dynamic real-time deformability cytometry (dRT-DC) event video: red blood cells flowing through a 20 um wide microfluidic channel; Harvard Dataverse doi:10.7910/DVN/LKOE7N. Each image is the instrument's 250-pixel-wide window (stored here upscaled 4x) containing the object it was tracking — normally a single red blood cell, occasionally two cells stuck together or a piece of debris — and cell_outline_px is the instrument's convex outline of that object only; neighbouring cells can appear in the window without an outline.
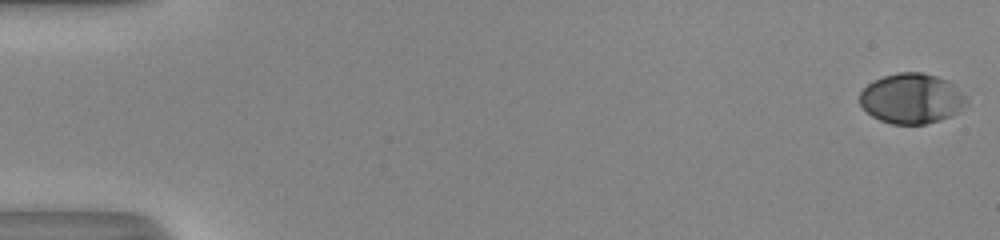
{"species": "human", "species_latin": "Homo sapiens", "temperature_condition": "room temperature", "stored_images_in_passage": 53, "camera_frame_rate_fps": 3000, "um_per_image_px": 0.085, "donor": {"sex": "male"}, "frame": {"image": 1, "passage_image": 1, "time_ms": 0.0, "image_size_px": [1000, 240], "cell_outline_px": [[968, 104], [960, 112], [940, 120], [924, 124], [892, 124], [880, 120], [872, 116], [860, 104], [860, 92], [872, 80], [884, 76], [900, 72], [920, 72], [936, 76], [948, 80], [968, 96]], "centroid_in_image_um": [77.54, 8.37], "position_along_channel_um": 7.5, "area_um2": 31.5}}
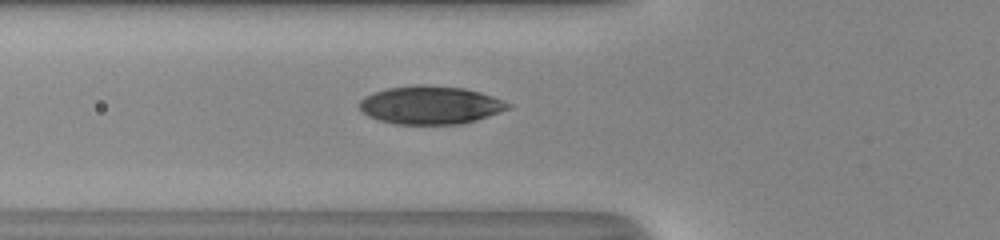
{"frame": {"image": 2, "passage_image": 21, "time_ms": 6.667, "image_size_px": [1000, 240], "cell_outline_px": [[512, 108], [476, 120], [460, 124], [392, 124], [368, 116], [360, 112], [356, 104], [364, 96], [372, 92], [388, 88], [412, 84], [424, 84], [464, 88], [480, 92], [492, 96], [512, 104]], "centroid_in_image_um": [36.53, 8.92], "position_along_channel_um": 89.3, "area_um2": 33.52}}
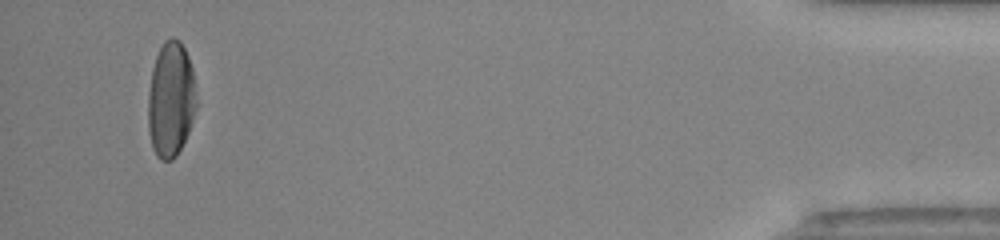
{"frame": {"image": 3, "passage_image": 51, "time_ms": 16.667, "image_size_px": [1000, 240], "cell_outline_px": [[196, 108], [188, 132], [176, 156], [172, 160], [160, 160], [156, 156], [152, 148], [148, 128], [148, 92], [152, 68], [156, 56], [164, 40], [172, 36], [180, 40], [188, 56], [192, 68], [196, 100]], "centroid_in_image_um": [14.5, 8.45], "position_along_channel_um": 420.7, "area_um2": 32.54}, "authors_computed_cell_mechanics": {"area_um2": 32.5414, "velocity_mm_per_s": 4.0767, "shape_relaxation_time_tau1_ms": 4.1615, "shape_relaxation_time_tau2_ms": null, "deformation_change_tau1": 0.2106, "deformation_change_tau2": null}}